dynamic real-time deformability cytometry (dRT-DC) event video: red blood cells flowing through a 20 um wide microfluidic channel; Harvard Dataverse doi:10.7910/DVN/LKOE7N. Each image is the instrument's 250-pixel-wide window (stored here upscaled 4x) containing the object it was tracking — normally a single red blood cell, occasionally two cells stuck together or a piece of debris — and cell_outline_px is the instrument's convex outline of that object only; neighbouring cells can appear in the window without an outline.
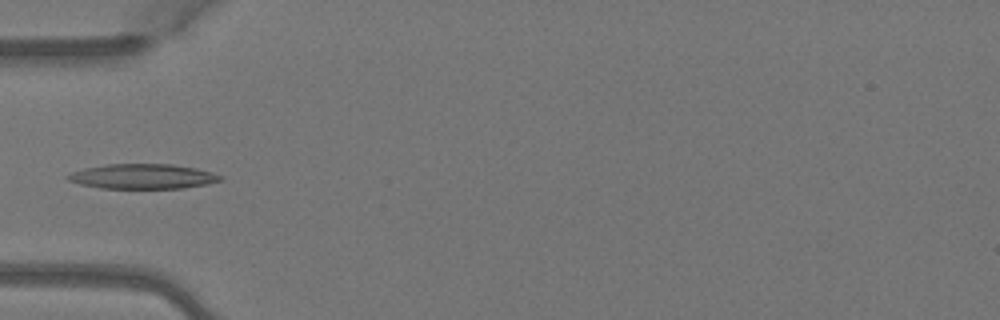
{"species": "Egyptian fruit bat (a non-hibernating species)", "species_latin": "Rousettus aegyptiacus", "temperature_condition": "warm", "stored_images_in_passage": 5, "camera_frame_rate_fps": 3000, "um_per_image_px": 0.085, "animal": {"sex": "female"}, "frame": {"image": 1, "passage_image": 5, "time_ms": 1.333, "image_size_px": [1000, 320], "cell_outline_px": [[224, 180], [208, 184], [184, 188], [100, 188], [80, 184], [68, 180], [64, 176], [72, 172], [84, 168], [108, 164], [172, 164], [196, 168], [212, 172], [224, 176]], "centroid_in_image_um": [12.17, 14.99], "position_along_channel_um": 72.8, "area_um2": 22.25}}